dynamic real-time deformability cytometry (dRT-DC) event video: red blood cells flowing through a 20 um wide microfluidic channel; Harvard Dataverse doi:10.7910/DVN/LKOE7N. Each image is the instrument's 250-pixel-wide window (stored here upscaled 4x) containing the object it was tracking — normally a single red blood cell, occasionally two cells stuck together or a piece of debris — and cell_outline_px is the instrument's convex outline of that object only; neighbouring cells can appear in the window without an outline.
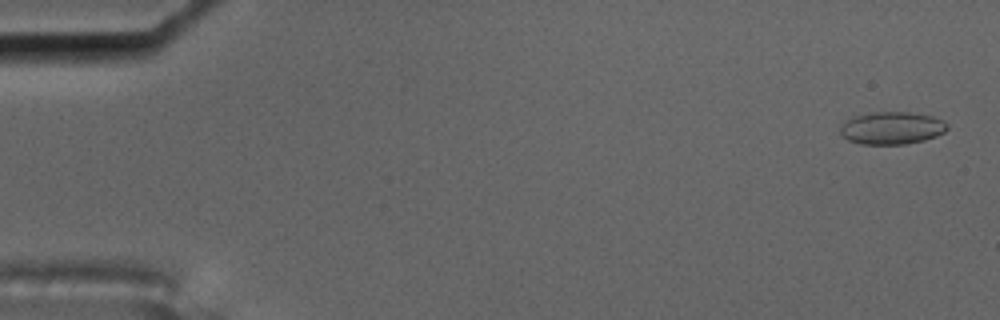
{"species": "common noctule bat (a hibernating species)", "species_latin": "Nyctalus noctula", "temperature_condition": "cold", "stored_images_in_passage": 5, "camera_frame_rate_fps": 3000, "um_per_image_px": 0.085, "animal": {"sex": "male", "body_mass_g": 17.5, "forearm_length_mm": 52.3}, "frame": {"image": 1, "passage_image": 1, "time_ms": 0.0, "image_size_px": [1000, 320], "cell_outline_px": [[948, 128], [944, 132], [936, 136], [924, 140], [904, 144], [860, 144], [848, 140], [840, 132], [840, 124], [852, 116], [868, 112], [908, 112], [932, 116], [944, 120], [948, 124]], "centroid_in_image_um": [75.79, 10.87], "position_along_channel_um": 9.2, "area_um2": 20.46}}
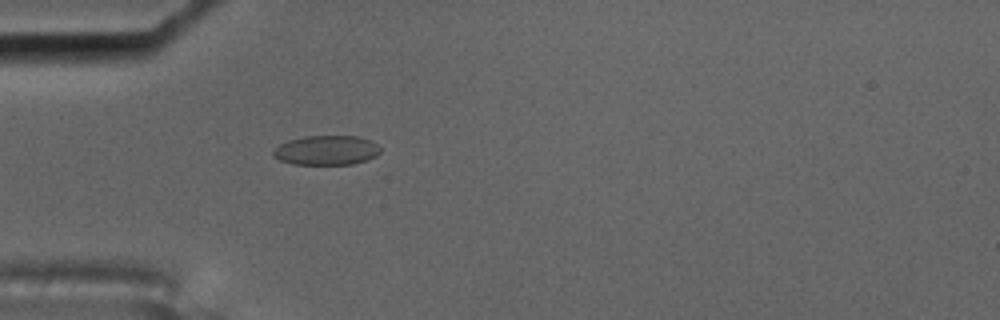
{"frame": {"image": 2, "passage_image": 5, "time_ms": 1.333, "image_size_px": [1000, 320], "cell_outline_px": [[380, 152], [376, 156], [352, 164], [292, 164], [280, 160], [272, 156], [272, 152], [280, 144], [288, 140], [304, 136], [360, 136], [376, 144], [380, 148]], "centroid_in_image_um": [27.72, 12.77], "position_along_channel_um": 57.3, "area_um2": 18.32}}